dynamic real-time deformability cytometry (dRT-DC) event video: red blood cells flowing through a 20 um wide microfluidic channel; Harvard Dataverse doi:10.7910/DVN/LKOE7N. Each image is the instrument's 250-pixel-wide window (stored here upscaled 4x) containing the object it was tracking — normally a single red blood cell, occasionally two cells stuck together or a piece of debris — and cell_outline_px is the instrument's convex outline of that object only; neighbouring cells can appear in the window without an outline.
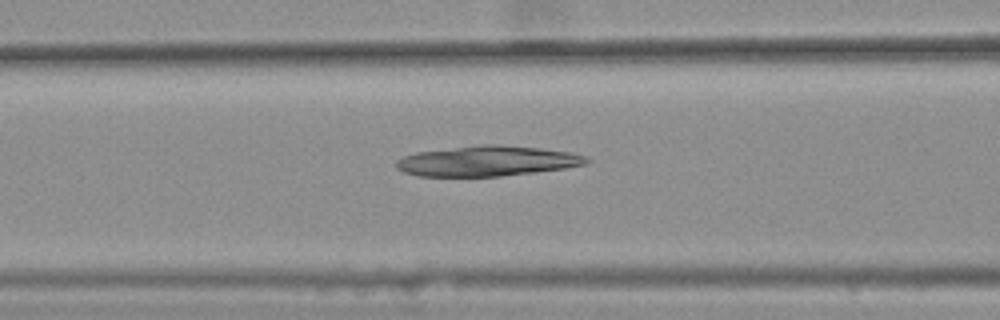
{"species": "common noctule bat (a hibernating species)", "species_latin": "Nyctalus noctula", "temperature_condition": "warm", "stored_images_in_passage": 49, "camera_frame_rate_fps": 3000, "um_per_image_px": 0.085, "animal": {"sex": "female", "body_mass_g": 25.1}, "frame": {"image": 1, "passage_image": 23, "time_ms": 7.333, "image_size_px": [1000, 320], "cell_outline_px": [[592, 160], [588, 164], [564, 168], [536, 172], [500, 176], [416, 176], [404, 172], [396, 168], [396, 160], [404, 156], [416, 152], [484, 144], [496, 144], [540, 148], [572, 152], [584, 156]], "centroid_in_image_um": [41.43, 13.69], "position_along_channel_um": 125.2, "area_um2": 33.58}}
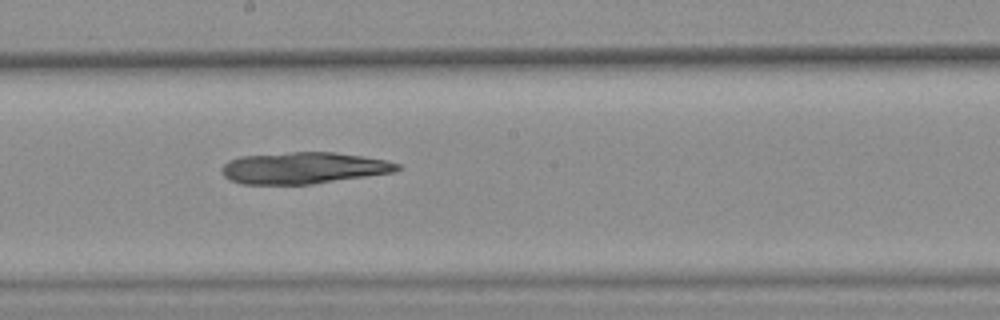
{"frame": {"image": 2, "passage_image": 31, "time_ms": 10.0, "image_size_px": [1000, 320], "cell_outline_px": [[400, 168], [396, 172], [312, 184], [240, 184], [224, 176], [220, 172], [220, 168], [228, 160], [240, 156], [292, 152], [332, 152], [364, 156], [384, 160], [400, 164]], "centroid_in_image_um": [25.78, 14.28], "position_along_channel_um": 222.4, "area_um2": 32.37}}
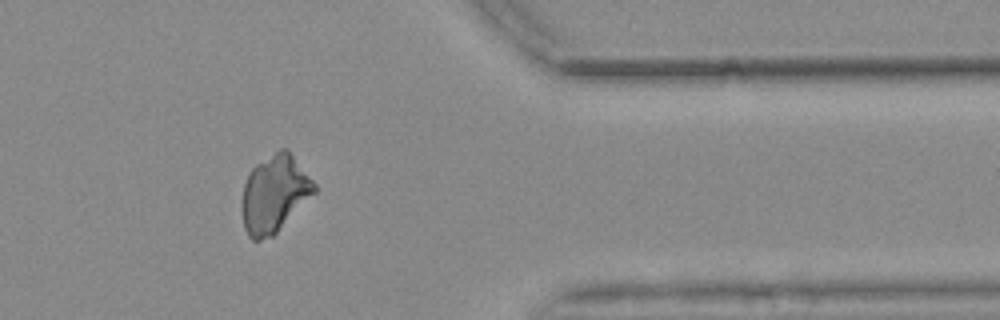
{"frame": {"image": 3, "passage_image": 46, "time_ms": 15.0, "image_size_px": [1000, 320], "cell_outline_px": [[316, 192], [272, 236], [260, 240], [252, 240], [248, 236], [244, 228], [244, 184], [248, 172], [256, 164], [280, 148], [288, 148], [316, 184]], "centroid_in_image_um": [23.36, 16.44], "position_along_channel_um": 388.0, "area_um2": 32.08}}